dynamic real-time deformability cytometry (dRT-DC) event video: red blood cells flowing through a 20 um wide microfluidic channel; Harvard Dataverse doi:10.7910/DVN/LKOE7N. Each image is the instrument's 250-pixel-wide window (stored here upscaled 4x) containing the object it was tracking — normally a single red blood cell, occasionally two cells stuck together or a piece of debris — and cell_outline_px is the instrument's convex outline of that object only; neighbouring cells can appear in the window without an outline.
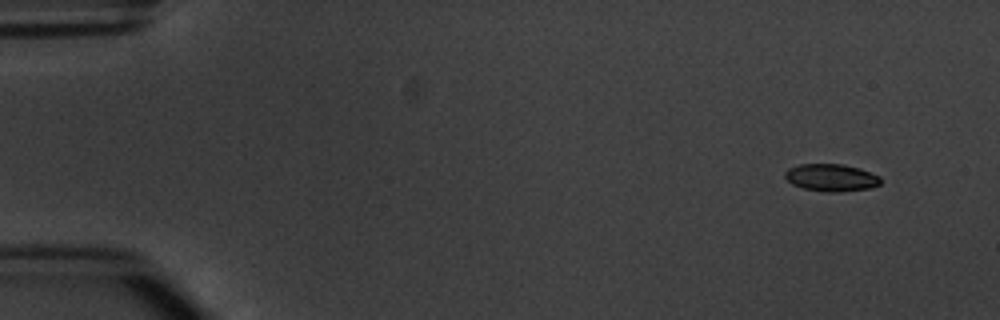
{"species": "common noctule bat (a hibernating species)", "species_latin": "Nyctalus noctula", "temperature_condition": "warm", "stored_images_in_passage": 4, "camera_frame_rate_fps": 3000, "um_per_image_px": 0.085, "animal": {"sex": "male", "body_mass_g": 20.1, "forearm_length_mm": 53.5}, "frame": {"image": 1, "passage_image": 1, "time_ms": 0.0, "image_size_px": [1000, 320], "cell_outline_px": [[880, 184], [868, 188], [840, 192], [824, 192], [804, 188], [792, 184], [784, 176], [784, 172], [788, 168], [800, 164], [844, 164], [860, 168], [880, 176]], "centroid_in_image_um": [70.64, 15.09], "position_along_channel_um": 14.4, "area_um2": 15.26}}
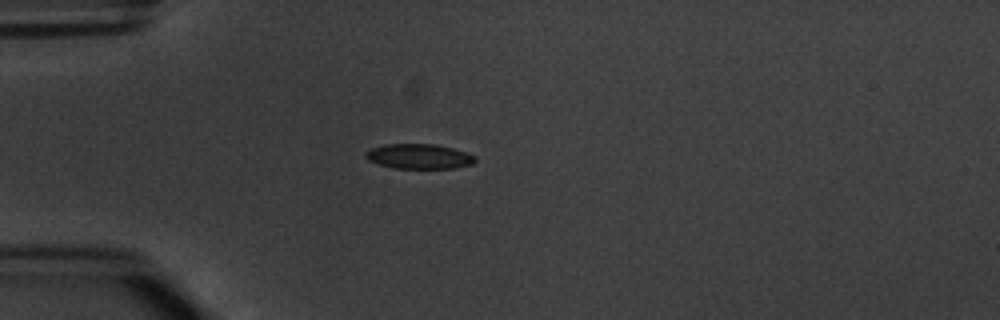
{"frame": {"image": 2, "passage_image": 4, "time_ms": 3.667, "image_size_px": [1000, 320], "cell_outline_px": [[476, 160], [472, 164], [456, 168], [392, 168], [368, 160], [364, 156], [364, 152], [372, 148], [388, 144], [436, 144], [452, 148], [476, 156]], "centroid_in_image_um": [35.61, 13.29], "position_along_channel_um": 49.4, "area_um2": 15.84}}